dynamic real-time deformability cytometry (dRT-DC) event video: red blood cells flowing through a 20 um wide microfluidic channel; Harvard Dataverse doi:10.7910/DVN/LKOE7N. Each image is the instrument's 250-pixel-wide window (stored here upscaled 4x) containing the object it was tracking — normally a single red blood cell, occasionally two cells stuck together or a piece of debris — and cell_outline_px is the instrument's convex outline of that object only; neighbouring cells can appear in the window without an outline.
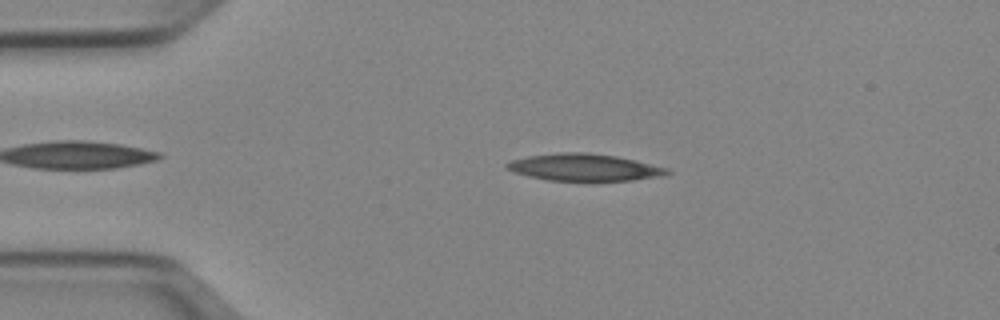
{"species": "Egyptian fruit bat (a non-hibernating species)", "species_latin": "Rousettus aegyptiacus", "temperature_condition": "cold", "stored_images_in_passage": 43, "camera_frame_rate_fps": 3000, "um_per_image_px": 0.085, "animal": {"sex": "female"}, "frame": {"image": 1, "passage_image": 8, "time_ms": 2.333, "image_size_px": [1000, 320], "cell_outline_px": [[672, 172], [664, 176], [632, 180], [588, 184], [548, 180], [528, 176], [516, 172], [508, 168], [504, 164], [512, 160], [528, 156], [560, 152], [588, 152], [616, 156], [636, 160], [668, 168]], "centroid_in_image_um": [49.73, 14.27], "position_along_channel_um": 35.3, "area_um2": 26.3}}
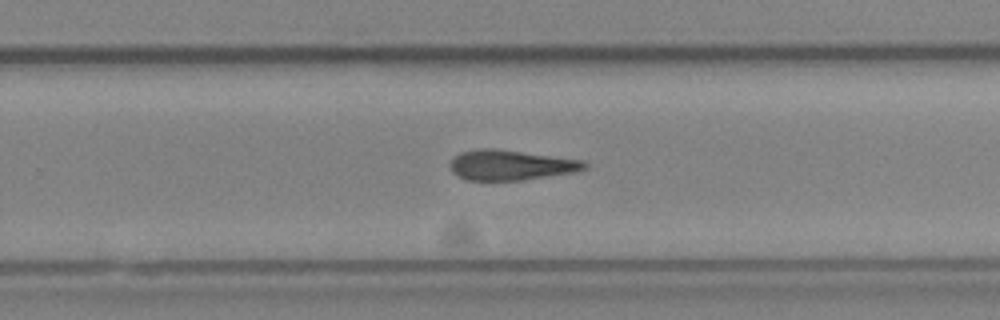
{"frame": {"image": 2, "passage_image": 30, "time_ms": 9.667, "image_size_px": [1000, 320], "cell_outline_px": [[588, 168], [576, 172], [524, 180], [468, 180], [456, 176], [452, 172], [448, 164], [452, 156], [460, 152], [476, 148], [496, 148], [584, 160], [588, 164]], "centroid_in_image_um": [43.39, 14.02], "position_along_channel_um": 286.4, "area_um2": 24.16}}
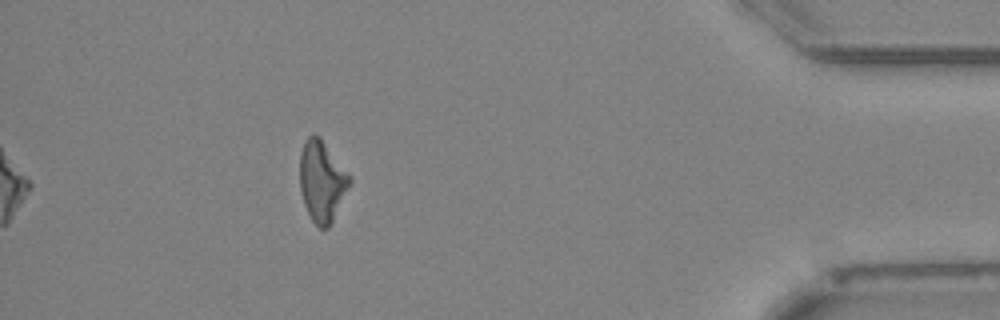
{"frame": {"image": 3, "passage_image": 43, "time_ms": 14.0, "image_size_px": [1000, 320], "cell_outline_px": [[352, 184], [328, 228], [320, 228], [312, 220], [304, 204], [300, 192], [300, 152], [304, 140], [308, 136], [320, 136], [352, 176]], "centroid_in_image_um": [27.39, 15.38], "position_along_channel_um": 407.8, "area_um2": 23.76}, "authors_computed_cell_mechanics": {"area_um2": 24.4494, "velocity_mm_per_s": 3.9623, "shape_relaxation_time_tau1_ms": 7.4598, "shape_relaxation_time_tau2_ms": null, "deformation_change_tau1": 0.179, "deformation_change_tau2": null}}